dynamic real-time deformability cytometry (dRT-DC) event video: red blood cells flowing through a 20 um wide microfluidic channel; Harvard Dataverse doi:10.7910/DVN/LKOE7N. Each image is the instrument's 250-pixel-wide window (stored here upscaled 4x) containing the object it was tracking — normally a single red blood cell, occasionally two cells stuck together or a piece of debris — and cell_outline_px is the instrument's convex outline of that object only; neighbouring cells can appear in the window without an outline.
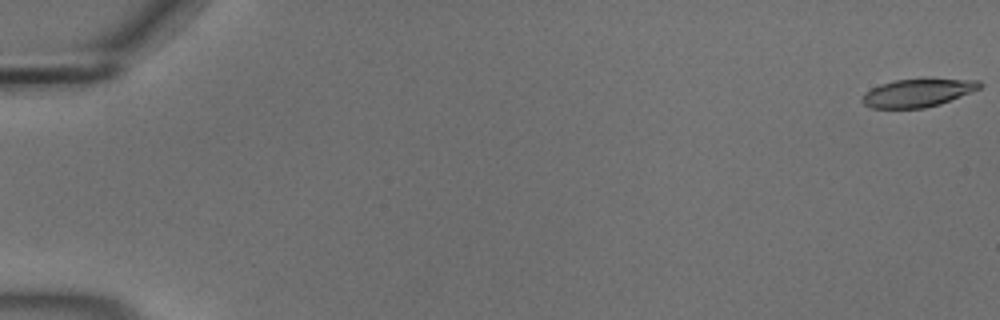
{"species": "common noctule bat (a hibernating species)", "species_latin": "Nyctalus noctula", "temperature_condition": "cold", "stored_images_in_passage": 56, "camera_frame_rate_fps": 3000, "um_per_image_px": 0.085, "animal": {"sex": "male", "body_mass_g": 18.8}, "frame": {"image": 1, "passage_image": 1, "time_ms": 0.0, "image_size_px": [1000, 320], "cell_outline_px": [[984, 84], [980, 88], [972, 92], [940, 104], [924, 108], [872, 108], [864, 104], [860, 100], [864, 92], [880, 84], [896, 80], [980, 80]], "centroid_in_image_um": [77.98, 7.91], "position_along_channel_um": 7.0, "area_um2": 18.9}}
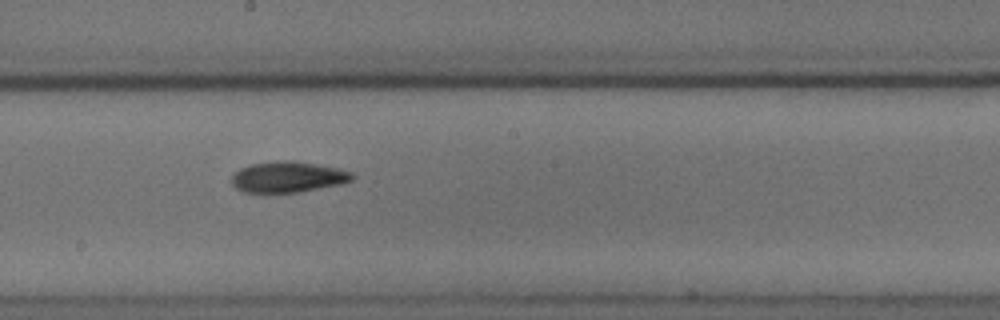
{"frame": {"image": 2, "passage_image": 32, "time_ms": 10.333, "image_size_px": [1000, 320], "cell_outline_px": [[356, 176], [352, 180], [344, 184], [300, 192], [268, 196], [244, 192], [236, 188], [232, 184], [232, 176], [240, 168], [252, 164], [280, 160], [292, 160], [316, 164], [336, 168], [352, 172]], "centroid_in_image_um": [24.46, 15.09], "position_along_channel_um": 223.7, "area_um2": 22.54}}
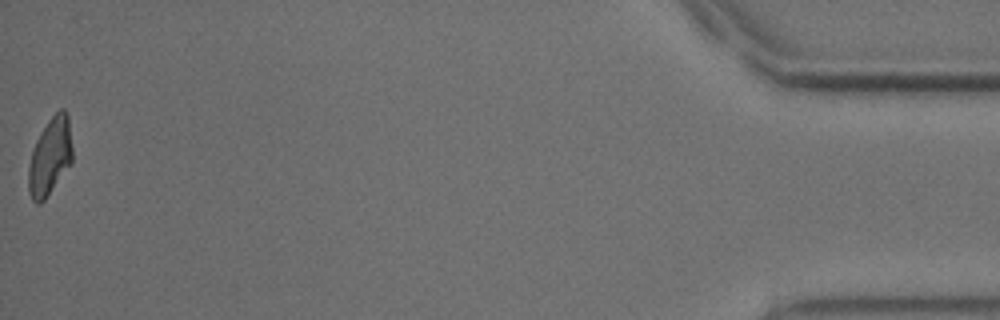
{"frame": {"image": 3, "passage_image": 56, "time_ms": 18.333, "image_size_px": [1000, 320], "cell_outline_px": [[72, 164], [44, 200], [40, 204], [36, 204], [32, 200], [28, 192], [28, 168], [32, 152], [36, 140], [40, 132], [48, 120], [60, 108], [64, 108], [68, 116], [72, 148]], "centroid_in_image_um": [4.25, 13.32], "position_along_channel_um": 430.9, "area_um2": 19.94}, "authors_computed_cell_mechanics": {"area_um2": 20.6057, "velocity_mm_per_s": 3.6813, "shape_relaxation_time_tau1_ms": 3.0973, "shape_relaxation_time_tau2_ms": 4.3773, "deformation_change_tau1": 0.1277, "deformation_change_tau2": 0.1092}}